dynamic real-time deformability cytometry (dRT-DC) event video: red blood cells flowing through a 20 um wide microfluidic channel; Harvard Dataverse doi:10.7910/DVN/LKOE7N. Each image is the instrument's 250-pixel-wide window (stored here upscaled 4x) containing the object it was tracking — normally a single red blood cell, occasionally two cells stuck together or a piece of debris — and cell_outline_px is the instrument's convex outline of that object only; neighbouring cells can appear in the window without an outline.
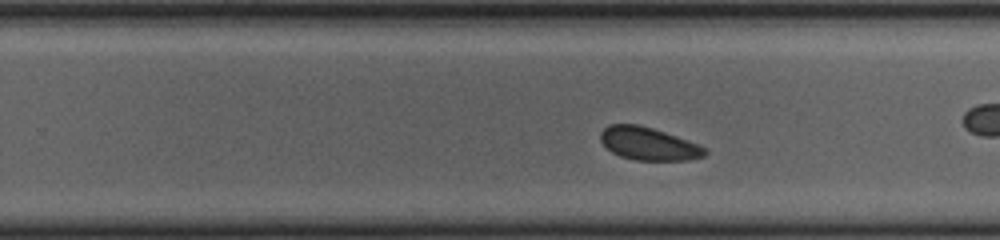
{"species": "common noctule bat (a hibernating species)", "species_latin": "Nyctalus noctula", "temperature_condition": "cold", "stored_images_in_passage": 32, "camera_frame_rate_fps": 3000, "um_per_image_px": 0.085, "animal": {"sex": "female", "body_mass_g": 23.0, "forearm_length_mm": 53.4}, "frame": {"image": 1, "passage_image": 19, "time_ms": 6.0, "image_size_px": [1000, 240], "cell_outline_px": [[708, 152], [704, 156], [688, 160], [636, 160], [620, 156], [612, 152], [600, 140], [600, 132], [608, 124], [636, 124], [652, 128], [700, 144], [708, 148]], "centroid_in_image_um": [55.15, 12.22], "position_along_channel_um": 274.7, "area_um2": 20.0}}